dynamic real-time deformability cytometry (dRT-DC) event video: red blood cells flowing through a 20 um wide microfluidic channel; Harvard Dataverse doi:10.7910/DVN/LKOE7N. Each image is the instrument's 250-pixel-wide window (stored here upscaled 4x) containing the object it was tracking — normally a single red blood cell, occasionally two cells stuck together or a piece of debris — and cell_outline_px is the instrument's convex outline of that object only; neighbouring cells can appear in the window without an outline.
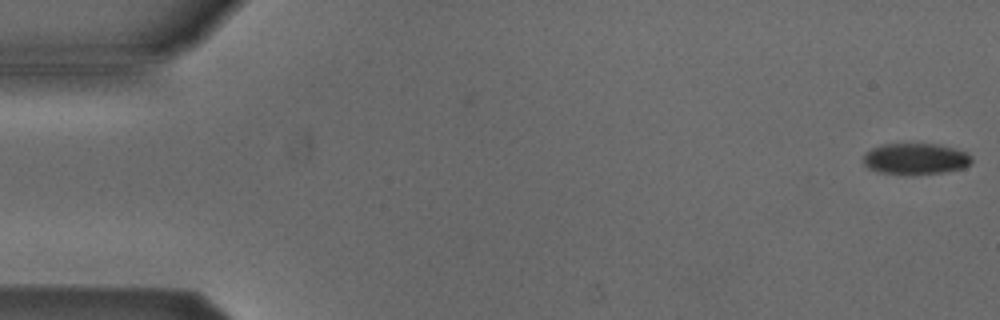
{"species": "Egyptian fruit bat (a non-hibernating species)", "species_latin": "Rousettus aegyptiacus", "temperature_condition": "cold", "stored_images_in_passage": 5, "camera_frame_rate_fps": 3000, "um_per_image_px": 0.085, "animal": {"sex": "male"}, "frame": {"image": 1, "passage_image": 5, "time_ms": 1.333, "image_size_px": [1000, 320], "cell_outline_px": [[972, 164], [964, 168], [944, 172], [908, 176], [880, 172], [868, 168], [864, 164], [864, 156], [872, 148], [884, 144], [940, 144], [968, 152], [972, 156]], "centroid_in_image_um": [77.88, 13.52], "position_along_channel_um": 7.1, "area_um2": 20.06}}